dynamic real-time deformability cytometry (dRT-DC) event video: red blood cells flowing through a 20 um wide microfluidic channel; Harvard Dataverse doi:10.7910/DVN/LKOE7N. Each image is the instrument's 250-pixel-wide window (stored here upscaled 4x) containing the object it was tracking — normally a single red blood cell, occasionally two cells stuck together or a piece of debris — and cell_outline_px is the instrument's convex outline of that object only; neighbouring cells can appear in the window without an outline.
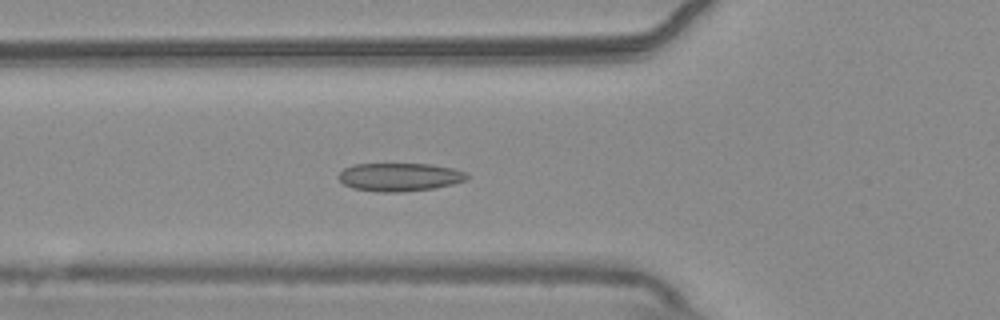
{"species": "common noctule bat (a hibernating species)", "species_latin": "Nyctalus noctula", "temperature_condition": "warm", "stored_images_in_passage": 55, "camera_frame_rate_fps": 3000, "um_per_image_px": 0.085, "animal": {"sex": "male", "body_mass_g": 20.4}, "frame": {"image": 1, "passage_image": 20, "time_ms": 6.333, "image_size_px": [1000, 320], "cell_outline_px": [[468, 176], [464, 180], [452, 184], [432, 188], [400, 192], [380, 192], [352, 188], [344, 184], [336, 176], [344, 168], [352, 164], [432, 164], [452, 168], [464, 172]], "centroid_in_image_um": [33.9, 15.04], "position_along_channel_um": 91.9, "area_um2": 20.98}}
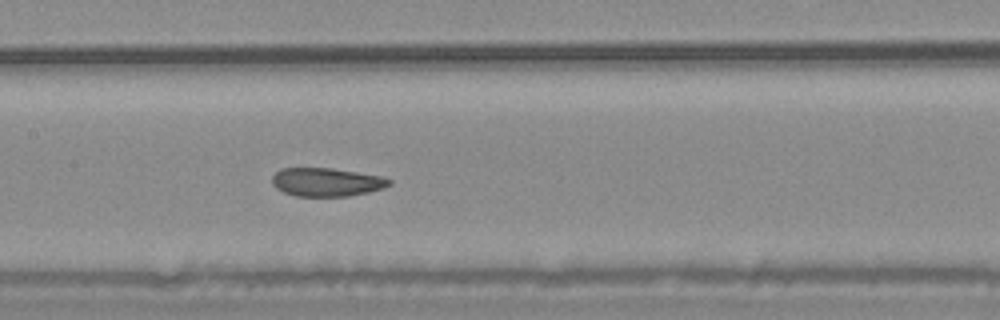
{"frame": {"image": 2, "passage_image": 27, "time_ms": 8.667, "image_size_px": [1000, 320], "cell_outline_px": [[392, 184], [384, 188], [368, 192], [348, 196], [296, 196], [284, 192], [276, 188], [272, 184], [272, 176], [280, 168], [332, 168], [380, 176], [392, 180]], "centroid_in_image_um": [27.75, 15.48], "position_along_channel_um": 179.7, "area_um2": 19.42}}
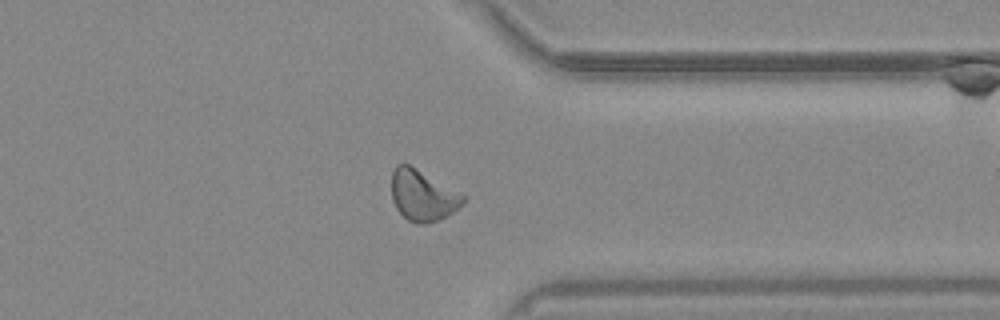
{"frame": {"image": 3, "passage_image": 43, "time_ms": 14.0, "image_size_px": [1000, 320], "cell_outline_px": [[464, 204], [452, 212], [428, 224], [416, 224], [408, 220], [396, 208], [392, 200], [392, 172], [396, 164], [408, 164], [464, 196]], "centroid_in_image_um": [35.88, 16.63], "position_along_channel_um": 375.5, "area_um2": 20.63}, "authors_computed_cell_mechanics": {"area_um2": 20.7502, "velocity_mm_per_s": 3.7411, "shape_relaxation_time_tau1_ms": null, "shape_relaxation_time_tau2_ms": 1.965, "deformation_change_tau1": null, "deformation_change_tau2": 0.0743}}